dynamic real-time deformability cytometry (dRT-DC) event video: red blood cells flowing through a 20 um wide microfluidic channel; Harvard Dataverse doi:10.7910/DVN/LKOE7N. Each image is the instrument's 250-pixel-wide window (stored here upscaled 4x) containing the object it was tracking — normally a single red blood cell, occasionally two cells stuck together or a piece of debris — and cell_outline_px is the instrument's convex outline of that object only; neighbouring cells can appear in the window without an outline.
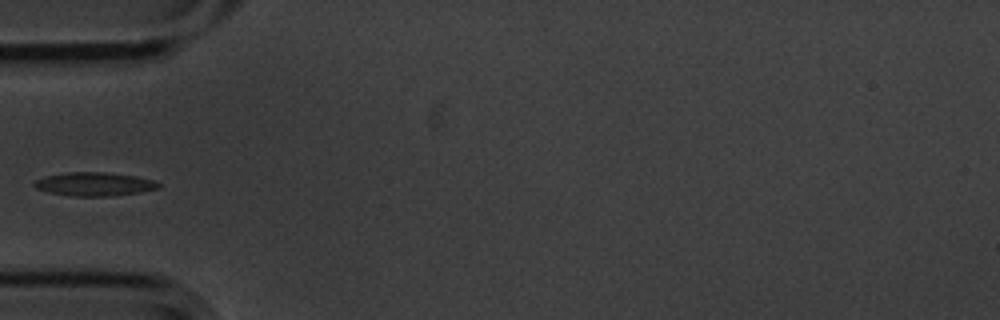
{"species": "common noctule bat (a hibernating species)", "species_latin": "Nyctalus noctula", "temperature_condition": "cold", "stored_images_in_passage": 14, "camera_frame_rate_fps": 3000, "um_per_image_px": 0.085, "animal": {"sex": "male", "body_mass_g": 20.1, "forearm_length_mm": 53.5}, "frame": {"image": 1, "passage_image": 4, "time_ms": 1.0, "image_size_px": [1000, 320], "cell_outline_px": [[160, 188], [140, 192], [112, 196], [72, 196], [48, 192], [36, 188], [32, 184], [36, 180], [44, 176], [68, 172], [104, 172], [136, 176], [152, 180], [160, 184]], "centroid_in_image_um": [8.01, 15.65], "position_along_channel_um": 77.0, "area_um2": 17.05}}
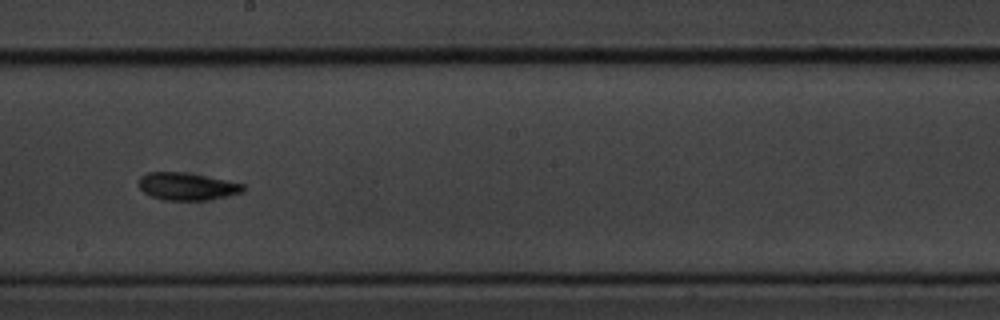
{"frame": {"image": 2, "passage_image": 8, "time_ms": 2.333, "image_size_px": [1000, 320], "cell_outline_px": [[244, 192], [228, 196], [208, 200], [164, 200], [152, 196], [144, 192], [140, 188], [140, 176], [148, 172], [184, 172], [244, 184]], "centroid_in_image_um": [15.9, 15.85], "position_along_channel_um": 232.3, "area_um2": 16.53}}
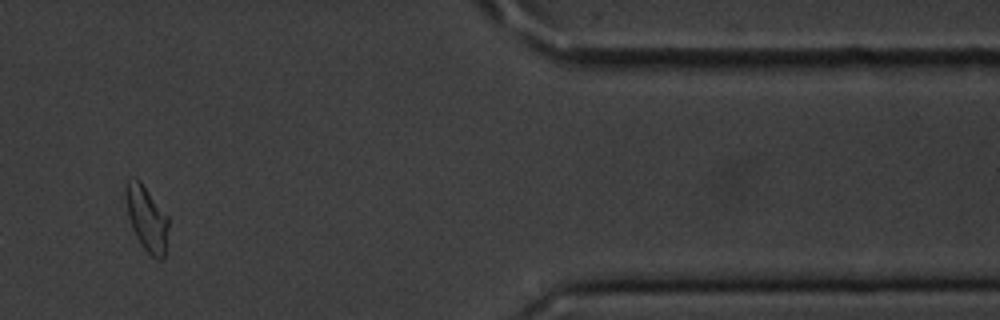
{"frame": {"image": 3, "passage_image": 12, "time_ms": 3.667, "image_size_px": [1000, 320], "cell_outline_px": [[168, 228], [164, 256], [160, 260], [156, 260], [144, 248], [136, 236], [132, 228], [128, 216], [124, 196], [124, 184], [132, 176], [136, 176], [140, 180], [168, 216]], "centroid_in_image_um": [12.44, 18.51], "position_along_channel_um": 399.0, "area_um2": 16.36}}